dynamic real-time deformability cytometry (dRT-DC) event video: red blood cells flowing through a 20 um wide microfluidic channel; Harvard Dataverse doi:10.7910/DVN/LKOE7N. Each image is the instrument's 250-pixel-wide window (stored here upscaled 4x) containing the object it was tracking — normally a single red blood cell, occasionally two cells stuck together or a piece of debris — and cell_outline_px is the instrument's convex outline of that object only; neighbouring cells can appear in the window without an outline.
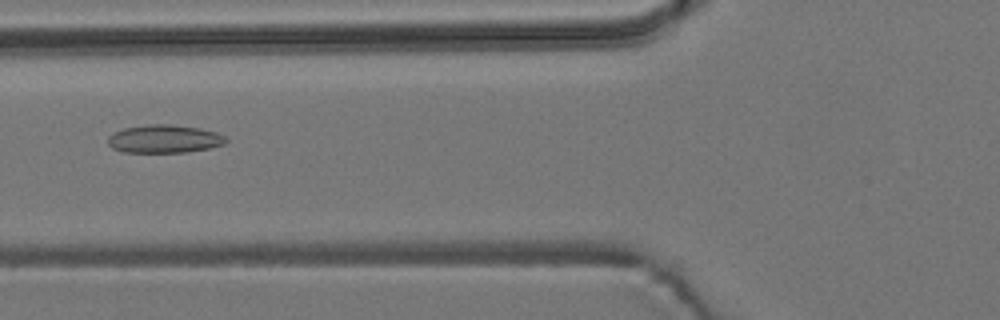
{"species": "common noctule bat (a hibernating species)", "species_latin": "Nyctalus noctula", "temperature_condition": "room temperature", "stored_images_in_passage": 55, "camera_frame_rate_fps": 3000, "um_per_image_px": 0.085, "animal": {"sex": "male", "body_mass_g": 19.2, "forearm_length_mm": 51.8}, "frame": {"image": 1, "passage_image": 22, "time_ms": 7.0, "image_size_px": [1000, 320], "cell_outline_px": [[228, 140], [224, 144], [208, 148], [188, 152], [124, 152], [112, 148], [108, 144], [108, 136], [124, 128], [148, 124], [172, 124], [200, 128], [216, 132], [224, 136]], "centroid_in_image_um": [13.97, 11.8], "position_along_channel_um": 111.8, "area_um2": 19.31}}
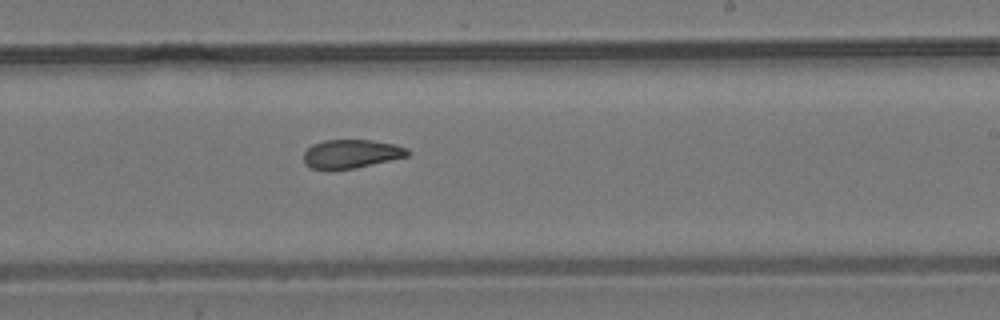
{"frame": {"image": 2, "passage_image": 34, "time_ms": 11.0, "image_size_px": [1000, 320], "cell_outline_px": [[412, 152], [408, 156], [356, 168], [328, 172], [312, 168], [304, 164], [304, 152], [312, 144], [324, 140], [372, 140], [396, 144], [408, 148]], "centroid_in_image_um": [29.85, 13.1], "position_along_channel_um": 259.2, "area_um2": 17.92}}
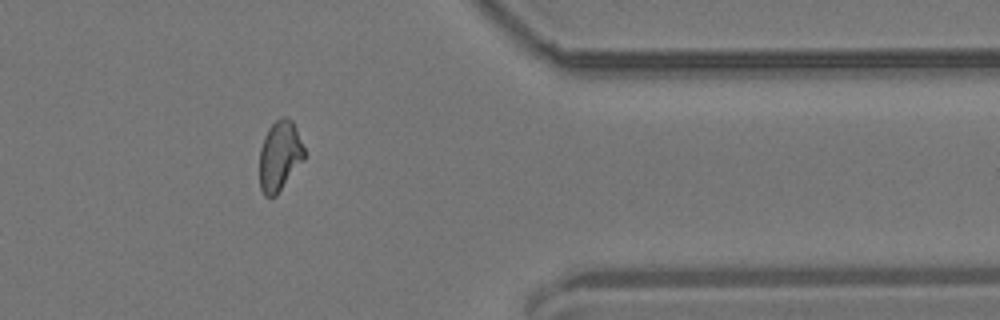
{"frame": {"image": 3, "passage_image": 46, "time_ms": 15.0, "image_size_px": [1000, 320], "cell_outline_px": [[304, 160], [276, 196], [264, 196], [260, 188], [260, 148], [264, 136], [268, 128], [276, 120], [284, 116], [288, 116], [292, 120], [296, 128], [304, 148]], "centroid_in_image_um": [23.77, 13.24], "position_along_channel_um": 387.6, "area_um2": 18.32}, "authors_computed_cell_mechanics": {"area_um2": 18.6116, "velocity_mm_per_s": 3.6842, "shape_relaxation_time_tau1_ms": null, "shape_relaxation_time_tau2_ms": 8.5496, "deformation_change_tau1": null, "deformation_change_tau2": 0.142}}